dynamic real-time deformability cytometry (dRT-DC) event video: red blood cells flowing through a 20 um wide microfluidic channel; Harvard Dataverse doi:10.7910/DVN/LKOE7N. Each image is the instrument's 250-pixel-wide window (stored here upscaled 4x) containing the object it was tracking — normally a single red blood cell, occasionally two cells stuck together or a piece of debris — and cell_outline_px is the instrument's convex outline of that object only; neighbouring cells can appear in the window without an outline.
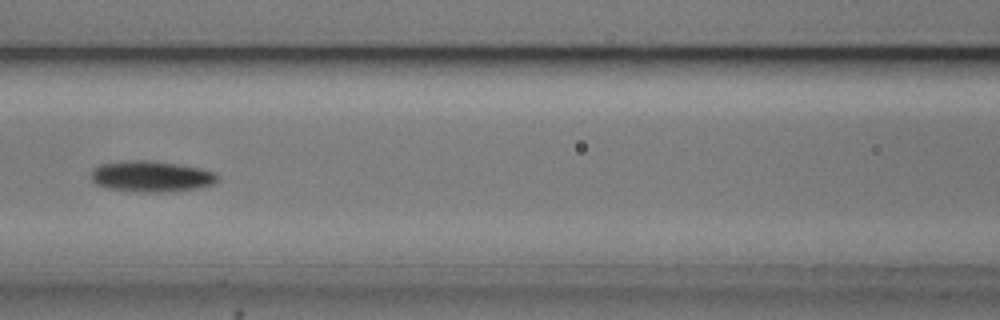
{"species": "common noctule bat (a hibernating species)", "species_latin": "Nyctalus noctula", "temperature_condition": "cold", "stored_images_in_passage": 6, "camera_frame_rate_fps": 3000, "um_per_image_px": 0.085, "animal": {"sex": "male", "body_mass_g": 20.5, "forearm_length_mm": 52.5}, "frame": {"image": 1, "passage_image": 6, "time_ms": 6.667, "image_size_px": [1000, 320], "cell_outline_px": [[220, 180], [212, 184], [200, 188], [176, 192], [136, 192], [108, 188], [96, 184], [92, 180], [92, 168], [100, 164], [124, 160], [148, 160], [176, 164], [200, 168], [216, 172], [220, 176]], "centroid_in_image_um": [12.9, 15.0], "position_along_channel_um": 153.7, "area_um2": 23.24}}